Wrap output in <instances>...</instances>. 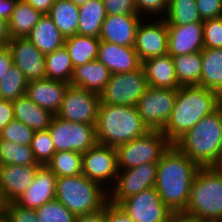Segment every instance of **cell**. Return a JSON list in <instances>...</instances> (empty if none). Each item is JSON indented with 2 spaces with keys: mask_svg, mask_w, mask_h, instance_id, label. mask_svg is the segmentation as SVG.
Instances as JSON below:
<instances>
[{
  "mask_svg": "<svg viewBox=\"0 0 222 222\" xmlns=\"http://www.w3.org/2000/svg\"><path fill=\"white\" fill-rule=\"evenodd\" d=\"M171 143L162 131H148L144 136L116 147L118 170L141 164L158 163Z\"/></svg>",
  "mask_w": 222,
  "mask_h": 222,
  "instance_id": "52a82bcc",
  "label": "cell"
},
{
  "mask_svg": "<svg viewBox=\"0 0 222 222\" xmlns=\"http://www.w3.org/2000/svg\"><path fill=\"white\" fill-rule=\"evenodd\" d=\"M34 9L42 14H49L51 7L55 3V0H25Z\"/></svg>",
  "mask_w": 222,
  "mask_h": 222,
  "instance_id": "f5cc1de1",
  "label": "cell"
},
{
  "mask_svg": "<svg viewBox=\"0 0 222 222\" xmlns=\"http://www.w3.org/2000/svg\"><path fill=\"white\" fill-rule=\"evenodd\" d=\"M163 19L167 25L203 23L195 0H169L168 9Z\"/></svg>",
  "mask_w": 222,
  "mask_h": 222,
  "instance_id": "836d02e7",
  "label": "cell"
},
{
  "mask_svg": "<svg viewBox=\"0 0 222 222\" xmlns=\"http://www.w3.org/2000/svg\"><path fill=\"white\" fill-rule=\"evenodd\" d=\"M34 130L24 123L13 119L0 132V139L14 142L19 145L30 146Z\"/></svg>",
  "mask_w": 222,
  "mask_h": 222,
  "instance_id": "ab89813d",
  "label": "cell"
},
{
  "mask_svg": "<svg viewBox=\"0 0 222 222\" xmlns=\"http://www.w3.org/2000/svg\"><path fill=\"white\" fill-rule=\"evenodd\" d=\"M42 15L25 0H18L8 22L11 38H26Z\"/></svg>",
  "mask_w": 222,
  "mask_h": 222,
  "instance_id": "f1b7e54d",
  "label": "cell"
},
{
  "mask_svg": "<svg viewBox=\"0 0 222 222\" xmlns=\"http://www.w3.org/2000/svg\"><path fill=\"white\" fill-rule=\"evenodd\" d=\"M104 222H134L123 209L117 205L110 203L105 204V218Z\"/></svg>",
  "mask_w": 222,
  "mask_h": 222,
  "instance_id": "bcb514c9",
  "label": "cell"
},
{
  "mask_svg": "<svg viewBox=\"0 0 222 222\" xmlns=\"http://www.w3.org/2000/svg\"><path fill=\"white\" fill-rule=\"evenodd\" d=\"M95 130L97 143L114 148L142 137L149 131L136 106L110 104L99 105Z\"/></svg>",
  "mask_w": 222,
  "mask_h": 222,
  "instance_id": "277c9868",
  "label": "cell"
},
{
  "mask_svg": "<svg viewBox=\"0 0 222 222\" xmlns=\"http://www.w3.org/2000/svg\"><path fill=\"white\" fill-rule=\"evenodd\" d=\"M56 175L45 165L41 166L33 183L14 202L24 208L38 209L55 199Z\"/></svg>",
  "mask_w": 222,
  "mask_h": 222,
  "instance_id": "d6986e66",
  "label": "cell"
},
{
  "mask_svg": "<svg viewBox=\"0 0 222 222\" xmlns=\"http://www.w3.org/2000/svg\"><path fill=\"white\" fill-rule=\"evenodd\" d=\"M168 54L173 56L186 55L202 51L203 23L188 25H167Z\"/></svg>",
  "mask_w": 222,
  "mask_h": 222,
  "instance_id": "ffe728a7",
  "label": "cell"
},
{
  "mask_svg": "<svg viewBox=\"0 0 222 222\" xmlns=\"http://www.w3.org/2000/svg\"><path fill=\"white\" fill-rule=\"evenodd\" d=\"M201 20L222 17V0H195Z\"/></svg>",
  "mask_w": 222,
  "mask_h": 222,
  "instance_id": "f6af8a7d",
  "label": "cell"
},
{
  "mask_svg": "<svg viewBox=\"0 0 222 222\" xmlns=\"http://www.w3.org/2000/svg\"><path fill=\"white\" fill-rule=\"evenodd\" d=\"M41 166L0 165V196L4 203L14 202L33 183Z\"/></svg>",
  "mask_w": 222,
  "mask_h": 222,
  "instance_id": "e0dca14e",
  "label": "cell"
},
{
  "mask_svg": "<svg viewBox=\"0 0 222 222\" xmlns=\"http://www.w3.org/2000/svg\"><path fill=\"white\" fill-rule=\"evenodd\" d=\"M70 84L49 78L29 81L26 95L37 105L57 115L62 107L65 91Z\"/></svg>",
  "mask_w": 222,
  "mask_h": 222,
  "instance_id": "44dd1931",
  "label": "cell"
},
{
  "mask_svg": "<svg viewBox=\"0 0 222 222\" xmlns=\"http://www.w3.org/2000/svg\"><path fill=\"white\" fill-rule=\"evenodd\" d=\"M14 119V109L12 101L0 99V132Z\"/></svg>",
  "mask_w": 222,
  "mask_h": 222,
  "instance_id": "7dc6e473",
  "label": "cell"
},
{
  "mask_svg": "<svg viewBox=\"0 0 222 222\" xmlns=\"http://www.w3.org/2000/svg\"><path fill=\"white\" fill-rule=\"evenodd\" d=\"M140 15H107L102 23L100 41L134 47Z\"/></svg>",
  "mask_w": 222,
  "mask_h": 222,
  "instance_id": "ac0fdd59",
  "label": "cell"
},
{
  "mask_svg": "<svg viewBox=\"0 0 222 222\" xmlns=\"http://www.w3.org/2000/svg\"><path fill=\"white\" fill-rule=\"evenodd\" d=\"M107 15H138L134 0H102Z\"/></svg>",
  "mask_w": 222,
  "mask_h": 222,
  "instance_id": "ee69618b",
  "label": "cell"
},
{
  "mask_svg": "<svg viewBox=\"0 0 222 222\" xmlns=\"http://www.w3.org/2000/svg\"><path fill=\"white\" fill-rule=\"evenodd\" d=\"M70 1H72L77 6H80V5L85 4L89 0H70Z\"/></svg>",
  "mask_w": 222,
  "mask_h": 222,
  "instance_id": "11a10c76",
  "label": "cell"
},
{
  "mask_svg": "<svg viewBox=\"0 0 222 222\" xmlns=\"http://www.w3.org/2000/svg\"><path fill=\"white\" fill-rule=\"evenodd\" d=\"M39 222H74L75 215L54 199L36 209Z\"/></svg>",
  "mask_w": 222,
  "mask_h": 222,
  "instance_id": "74e56055",
  "label": "cell"
},
{
  "mask_svg": "<svg viewBox=\"0 0 222 222\" xmlns=\"http://www.w3.org/2000/svg\"><path fill=\"white\" fill-rule=\"evenodd\" d=\"M147 87L143 67L131 72L111 74L100 94V104L136 106Z\"/></svg>",
  "mask_w": 222,
  "mask_h": 222,
  "instance_id": "ba28073f",
  "label": "cell"
},
{
  "mask_svg": "<svg viewBox=\"0 0 222 222\" xmlns=\"http://www.w3.org/2000/svg\"><path fill=\"white\" fill-rule=\"evenodd\" d=\"M48 15L65 39L77 34L79 6L72 1L55 0Z\"/></svg>",
  "mask_w": 222,
  "mask_h": 222,
  "instance_id": "4dcf8cb0",
  "label": "cell"
},
{
  "mask_svg": "<svg viewBox=\"0 0 222 222\" xmlns=\"http://www.w3.org/2000/svg\"><path fill=\"white\" fill-rule=\"evenodd\" d=\"M177 90L147 87L136 108L149 131H163L176 101Z\"/></svg>",
  "mask_w": 222,
  "mask_h": 222,
  "instance_id": "30bf717a",
  "label": "cell"
},
{
  "mask_svg": "<svg viewBox=\"0 0 222 222\" xmlns=\"http://www.w3.org/2000/svg\"><path fill=\"white\" fill-rule=\"evenodd\" d=\"M174 145L200 167L222 166V105L203 117Z\"/></svg>",
  "mask_w": 222,
  "mask_h": 222,
  "instance_id": "3957f363",
  "label": "cell"
},
{
  "mask_svg": "<svg viewBox=\"0 0 222 222\" xmlns=\"http://www.w3.org/2000/svg\"><path fill=\"white\" fill-rule=\"evenodd\" d=\"M10 40L8 21L0 18V46H6Z\"/></svg>",
  "mask_w": 222,
  "mask_h": 222,
  "instance_id": "db71d44e",
  "label": "cell"
},
{
  "mask_svg": "<svg viewBox=\"0 0 222 222\" xmlns=\"http://www.w3.org/2000/svg\"><path fill=\"white\" fill-rule=\"evenodd\" d=\"M13 65L12 54L8 46H0V80Z\"/></svg>",
  "mask_w": 222,
  "mask_h": 222,
  "instance_id": "c3c4849f",
  "label": "cell"
},
{
  "mask_svg": "<svg viewBox=\"0 0 222 222\" xmlns=\"http://www.w3.org/2000/svg\"><path fill=\"white\" fill-rule=\"evenodd\" d=\"M97 60L104 63L111 74L126 73L142 67L134 47L100 41Z\"/></svg>",
  "mask_w": 222,
  "mask_h": 222,
  "instance_id": "7402d4cb",
  "label": "cell"
},
{
  "mask_svg": "<svg viewBox=\"0 0 222 222\" xmlns=\"http://www.w3.org/2000/svg\"><path fill=\"white\" fill-rule=\"evenodd\" d=\"M168 1L169 0H134L138 15H140L142 18L145 14H151V18H158V16L161 15L159 19L164 18L166 15Z\"/></svg>",
  "mask_w": 222,
  "mask_h": 222,
  "instance_id": "7bdbcfd3",
  "label": "cell"
},
{
  "mask_svg": "<svg viewBox=\"0 0 222 222\" xmlns=\"http://www.w3.org/2000/svg\"><path fill=\"white\" fill-rule=\"evenodd\" d=\"M100 95L69 85L57 116L63 120L96 125Z\"/></svg>",
  "mask_w": 222,
  "mask_h": 222,
  "instance_id": "4fadbf2b",
  "label": "cell"
},
{
  "mask_svg": "<svg viewBox=\"0 0 222 222\" xmlns=\"http://www.w3.org/2000/svg\"><path fill=\"white\" fill-rule=\"evenodd\" d=\"M31 149L39 165L45 166L56 152L48 130L35 131Z\"/></svg>",
  "mask_w": 222,
  "mask_h": 222,
  "instance_id": "f35d334b",
  "label": "cell"
},
{
  "mask_svg": "<svg viewBox=\"0 0 222 222\" xmlns=\"http://www.w3.org/2000/svg\"><path fill=\"white\" fill-rule=\"evenodd\" d=\"M146 19H142L137 27L134 44L141 62L168 54L167 23L163 18Z\"/></svg>",
  "mask_w": 222,
  "mask_h": 222,
  "instance_id": "9a60e30c",
  "label": "cell"
},
{
  "mask_svg": "<svg viewBox=\"0 0 222 222\" xmlns=\"http://www.w3.org/2000/svg\"><path fill=\"white\" fill-rule=\"evenodd\" d=\"M222 104V96L201 86H181L171 115L162 131L171 144Z\"/></svg>",
  "mask_w": 222,
  "mask_h": 222,
  "instance_id": "7a4b0ae2",
  "label": "cell"
},
{
  "mask_svg": "<svg viewBox=\"0 0 222 222\" xmlns=\"http://www.w3.org/2000/svg\"><path fill=\"white\" fill-rule=\"evenodd\" d=\"M167 222H204L198 217L184 211H172Z\"/></svg>",
  "mask_w": 222,
  "mask_h": 222,
  "instance_id": "f907efd6",
  "label": "cell"
},
{
  "mask_svg": "<svg viewBox=\"0 0 222 222\" xmlns=\"http://www.w3.org/2000/svg\"><path fill=\"white\" fill-rule=\"evenodd\" d=\"M100 39L93 36L75 34L65 39L73 67H78L97 59Z\"/></svg>",
  "mask_w": 222,
  "mask_h": 222,
  "instance_id": "f546056e",
  "label": "cell"
},
{
  "mask_svg": "<svg viewBox=\"0 0 222 222\" xmlns=\"http://www.w3.org/2000/svg\"><path fill=\"white\" fill-rule=\"evenodd\" d=\"M7 46L14 65L28 82L46 78L45 55L28 38H11Z\"/></svg>",
  "mask_w": 222,
  "mask_h": 222,
  "instance_id": "2e32d148",
  "label": "cell"
},
{
  "mask_svg": "<svg viewBox=\"0 0 222 222\" xmlns=\"http://www.w3.org/2000/svg\"><path fill=\"white\" fill-rule=\"evenodd\" d=\"M0 222H7L3 217H0Z\"/></svg>",
  "mask_w": 222,
  "mask_h": 222,
  "instance_id": "6f0895ef",
  "label": "cell"
},
{
  "mask_svg": "<svg viewBox=\"0 0 222 222\" xmlns=\"http://www.w3.org/2000/svg\"><path fill=\"white\" fill-rule=\"evenodd\" d=\"M18 0H0V18L9 22Z\"/></svg>",
  "mask_w": 222,
  "mask_h": 222,
  "instance_id": "816d5d0a",
  "label": "cell"
},
{
  "mask_svg": "<svg viewBox=\"0 0 222 222\" xmlns=\"http://www.w3.org/2000/svg\"><path fill=\"white\" fill-rule=\"evenodd\" d=\"M158 163H146L140 166L119 170L115 184L108 191V201L119 204L124 199L155 186Z\"/></svg>",
  "mask_w": 222,
  "mask_h": 222,
  "instance_id": "7c38bea8",
  "label": "cell"
},
{
  "mask_svg": "<svg viewBox=\"0 0 222 222\" xmlns=\"http://www.w3.org/2000/svg\"><path fill=\"white\" fill-rule=\"evenodd\" d=\"M199 165L174 144L164 152L157 166L154 188L172 211H184Z\"/></svg>",
  "mask_w": 222,
  "mask_h": 222,
  "instance_id": "6da1fadb",
  "label": "cell"
},
{
  "mask_svg": "<svg viewBox=\"0 0 222 222\" xmlns=\"http://www.w3.org/2000/svg\"><path fill=\"white\" fill-rule=\"evenodd\" d=\"M203 46L208 49L222 48V17L203 21Z\"/></svg>",
  "mask_w": 222,
  "mask_h": 222,
  "instance_id": "60d3db41",
  "label": "cell"
},
{
  "mask_svg": "<svg viewBox=\"0 0 222 222\" xmlns=\"http://www.w3.org/2000/svg\"><path fill=\"white\" fill-rule=\"evenodd\" d=\"M106 16L102 0H89L80 5L77 34L99 38Z\"/></svg>",
  "mask_w": 222,
  "mask_h": 222,
  "instance_id": "83f0119b",
  "label": "cell"
},
{
  "mask_svg": "<svg viewBox=\"0 0 222 222\" xmlns=\"http://www.w3.org/2000/svg\"><path fill=\"white\" fill-rule=\"evenodd\" d=\"M118 171L117 153L114 147L96 143L82 153V175L100 184L107 191L115 184Z\"/></svg>",
  "mask_w": 222,
  "mask_h": 222,
  "instance_id": "8fae6325",
  "label": "cell"
},
{
  "mask_svg": "<svg viewBox=\"0 0 222 222\" xmlns=\"http://www.w3.org/2000/svg\"><path fill=\"white\" fill-rule=\"evenodd\" d=\"M28 38L43 54H49L65 44V37L53 23L48 14H43L38 23L33 27Z\"/></svg>",
  "mask_w": 222,
  "mask_h": 222,
  "instance_id": "484cf974",
  "label": "cell"
},
{
  "mask_svg": "<svg viewBox=\"0 0 222 222\" xmlns=\"http://www.w3.org/2000/svg\"><path fill=\"white\" fill-rule=\"evenodd\" d=\"M14 119L34 131L47 130L55 115L35 104L26 94L12 101Z\"/></svg>",
  "mask_w": 222,
  "mask_h": 222,
  "instance_id": "d4e9b609",
  "label": "cell"
},
{
  "mask_svg": "<svg viewBox=\"0 0 222 222\" xmlns=\"http://www.w3.org/2000/svg\"><path fill=\"white\" fill-rule=\"evenodd\" d=\"M118 205L134 222H167L172 212L154 187L126 198Z\"/></svg>",
  "mask_w": 222,
  "mask_h": 222,
  "instance_id": "5bb4252c",
  "label": "cell"
},
{
  "mask_svg": "<svg viewBox=\"0 0 222 222\" xmlns=\"http://www.w3.org/2000/svg\"><path fill=\"white\" fill-rule=\"evenodd\" d=\"M46 78L71 83L74 67L65 46L45 55Z\"/></svg>",
  "mask_w": 222,
  "mask_h": 222,
  "instance_id": "d6a6232c",
  "label": "cell"
},
{
  "mask_svg": "<svg viewBox=\"0 0 222 222\" xmlns=\"http://www.w3.org/2000/svg\"><path fill=\"white\" fill-rule=\"evenodd\" d=\"M28 81L24 74L13 65L0 80V99L13 101L26 93Z\"/></svg>",
  "mask_w": 222,
  "mask_h": 222,
  "instance_id": "8d00e7d4",
  "label": "cell"
},
{
  "mask_svg": "<svg viewBox=\"0 0 222 222\" xmlns=\"http://www.w3.org/2000/svg\"><path fill=\"white\" fill-rule=\"evenodd\" d=\"M202 72L200 86L213 90L222 96V48L201 51Z\"/></svg>",
  "mask_w": 222,
  "mask_h": 222,
  "instance_id": "4316f807",
  "label": "cell"
},
{
  "mask_svg": "<svg viewBox=\"0 0 222 222\" xmlns=\"http://www.w3.org/2000/svg\"><path fill=\"white\" fill-rule=\"evenodd\" d=\"M142 67L149 87L173 90L180 88L171 55L166 54L147 59L142 62Z\"/></svg>",
  "mask_w": 222,
  "mask_h": 222,
  "instance_id": "603a6c76",
  "label": "cell"
},
{
  "mask_svg": "<svg viewBox=\"0 0 222 222\" xmlns=\"http://www.w3.org/2000/svg\"><path fill=\"white\" fill-rule=\"evenodd\" d=\"M0 165L42 166L35 160L31 146L0 139Z\"/></svg>",
  "mask_w": 222,
  "mask_h": 222,
  "instance_id": "d590c367",
  "label": "cell"
},
{
  "mask_svg": "<svg viewBox=\"0 0 222 222\" xmlns=\"http://www.w3.org/2000/svg\"><path fill=\"white\" fill-rule=\"evenodd\" d=\"M55 199L77 216L101 209L108 202V191L82 174L57 177Z\"/></svg>",
  "mask_w": 222,
  "mask_h": 222,
  "instance_id": "8992f818",
  "label": "cell"
},
{
  "mask_svg": "<svg viewBox=\"0 0 222 222\" xmlns=\"http://www.w3.org/2000/svg\"><path fill=\"white\" fill-rule=\"evenodd\" d=\"M4 204L5 203L2 201V198L0 196V217H3Z\"/></svg>",
  "mask_w": 222,
  "mask_h": 222,
  "instance_id": "9f6ffc18",
  "label": "cell"
},
{
  "mask_svg": "<svg viewBox=\"0 0 222 222\" xmlns=\"http://www.w3.org/2000/svg\"><path fill=\"white\" fill-rule=\"evenodd\" d=\"M184 212L204 222H222V166L201 167Z\"/></svg>",
  "mask_w": 222,
  "mask_h": 222,
  "instance_id": "5b68a950",
  "label": "cell"
},
{
  "mask_svg": "<svg viewBox=\"0 0 222 222\" xmlns=\"http://www.w3.org/2000/svg\"><path fill=\"white\" fill-rule=\"evenodd\" d=\"M55 151L84 153L97 143L94 125L63 120L55 115L49 128Z\"/></svg>",
  "mask_w": 222,
  "mask_h": 222,
  "instance_id": "9c48e42d",
  "label": "cell"
},
{
  "mask_svg": "<svg viewBox=\"0 0 222 222\" xmlns=\"http://www.w3.org/2000/svg\"><path fill=\"white\" fill-rule=\"evenodd\" d=\"M46 166L56 177L81 175L82 153L76 151H56Z\"/></svg>",
  "mask_w": 222,
  "mask_h": 222,
  "instance_id": "e575fe53",
  "label": "cell"
},
{
  "mask_svg": "<svg viewBox=\"0 0 222 222\" xmlns=\"http://www.w3.org/2000/svg\"><path fill=\"white\" fill-rule=\"evenodd\" d=\"M111 77L110 70L99 60L74 68L70 85L101 94Z\"/></svg>",
  "mask_w": 222,
  "mask_h": 222,
  "instance_id": "cb8c5ba5",
  "label": "cell"
},
{
  "mask_svg": "<svg viewBox=\"0 0 222 222\" xmlns=\"http://www.w3.org/2000/svg\"><path fill=\"white\" fill-rule=\"evenodd\" d=\"M179 86H200L201 51L172 57Z\"/></svg>",
  "mask_w": 222,
  "mask_h": 222,
  "instance_id": "1f68e13d",
  "label": "cell"
},
{
  "mask_svg": "<svg viewBox=\"0 0 222 222\" xmlns=\"http://www.w3.org/2000/svg\"><path fill=\"white\" fill-rule=\"evenodd\" d=\"M105 218V205L96 211L82 214V215H77L75 217L74 222H104Z\"/></svg>",
  "mask_w": 222,
  "mask_h": 222,
  "instance_id": "681fc988",
  "label": "cell"
},
{
  "mask_svg": "<svg viewBox=\"0 0 222 222\" xmlns=\"http://www.w3.org/2000/svg\"><path fill=\"white\" fill-rule=\"evenodd\" d=\"M3 218L7 222H39L36 209L24 208L15 202L4 204Z\"/></svg>",
  "mask_w": 222,
  "mask_h": 222,
  "instance_id": "b9f144b4",
  "label": "cell"
}]
</instances>
